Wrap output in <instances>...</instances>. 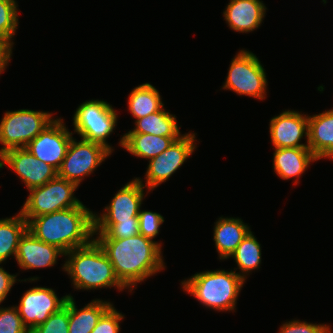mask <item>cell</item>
I'll list each match as a JSON object with an SVG mask.
<instances>
[{"instance_id":"cell-1","label":"cell","mask_w":333,"mask_h":333,"mask_svg":"<svg viewBox=\"0 0 333 333\" xmlns=\"http://www.w3.org/2000/svg\"><path fill=\"white\" fill-rule=\"evenodd\" d=\"M110 260L119 281L132 292L136 284L162 271L161 244L138 234L126 239H94Z\"/></svg>"},{"instance_id":"cell-2","label":"cell","mask_w":333,"mask_h":333,"mask_svg":"<svg viewBox=\"0 0 333 333\" xmlns=\"http://www.w3.org/2000/svg\"><path fill=\"white\" fill-rule=\"evenodd\" d=\"M24 219L27 221L28 231L38 240L54 245L64 253L86 246L94 240V213L82 203L76 207Z\"/></svg>"},{"instance_id":"cell-3","label":"cell","mask_w":333,"mask_h":333,"mask_svg":"<svg viewBox=\"0 0 333 333\" xmlns=\"http://www.w3.org/2000/svg\"><path fill=\"white\" fill-rule=\"evenodd\" d=\"M62 269L72 279L75 289L94 290L99 288L126 287L116 277L113 266L100 245L93 240L90 244L72 249Z\"/></svg>"},{"instance_id":"cell-4","label":"cell","mask_w":333,"mask_h":333,"mask_svg":"<svg viewBox=\"0 0 333 333\" xmlns=\"http://www.w3.org/2000/svg\"><path fill=\"white\" fill-rule=\"evenodd\" d=\"M244 282L238 272L223 269L196 273L181 285L206 308L234 312Z\"/></svg>"},{"instance_id":"cell-5","label":"cell","mask_w":333,"mask_h":333,"mask_svg":"<svg viewBox=\"0 0 333 333\" xmlns=\"http://www.w3.org/2000/svg\"><path fill=\"white\" fill-rule=\"evenodd\" d=\"M52 113L20 109L5 112L0 122V155L14 148H25L41 131L50 125Z\"/></svg>"},{"instance_id":"cell-6","label":"cell","mask_w":333,"mask_h":333,"mask_svg":"<svg viewBox=\"0 0 333 333\" xmlns=\"http://www.w3.org/2000/svg\"><path fill=\"white\" fill-rule=\"evenodd\" d=\"M78 187L76 183L57 175L44 185L28 190L30 194L20 209V213L24 218H34L79 206L82 202L74 197V192Z\"/></svg>"},{"instance_id":"cell-7","label":"cell","mask_w":333,"mask_h":333,"mask_svg":"<svg viewBox=\"0 0 333 333\" xmlns=\"http://www.w3.org/2000/svg\"><path fill=\"white\" fill-rule=\"evenodd\" d=\"M118 115L114 108L103 100L83 102L73 116L74 133L82 139L103 145L114 151L106 139L117 125Z\"/></svg>"},{"instance_id":"cell-8","label":"cell","mask_w":333,"mask_h":333,"mask_svg":"<svg viewBox=\"0 0 333 333\" xmlns=\"http://www.w3.org/2000/svg\"><path fill=\"white\" fill-rule=\"evenodd\" d=\"M227 75L222 89L260 100L266 97L265 69L252 52L240 50L232 59Z\"/></svg>"},{"instance_id":"cell-9","label":"cell","mask_w":333,"mask_h":333,"mask_svg":"<svg viewBox=\"0 0 333 333\" xmlns=\"http://www.w3.org/2000/svg\"><path fill=\"white\" fill-rule=\"evenodd\" d=\"M112 152L103 145L81 138L79 142L72 137L65 158L58 170V176L76 183L78 186Z\"/></svg>"},{"instance_id":"cell-10","label":"cell","mask_w":333,"mask_h":333,"mask_svg":"<svg viewBox=\"0 0 333 333\" xmlns=\"http://www.w3.org/2000/svg\"><path fill=\"white\" fill-rule=\"evenodd\" d=\"M195 135L191 132L182 134L165 151L149 160L144 185L148 192L166 182L192 155L197 145Z\"/></svg>"},{"instance_id":"cell-11","label":"cell","mask_w":333,"mask_h":333,"mask_svg":"<svg viewBox=\"0 0 333 333\" xmlns=\"http://www.w3.org/2000/svg\"><path fill=\"white\" fill-rule=\"evenodd\" d=\"M72 135L73 133L68 131L63 119L57 118L25 148L40 161L51 165L58 171L65 158Z\"/></svg>"},{"instance_id":"cell-12","label":"cell","mask_w":333,"mask_h":333,"mask_svg":"<svg viewBox=\"0 0 333 333\" xmlns=\"http://www.w3.org/2000/svg\"><path fill=\"white\" fill-rule=\"evenodd\" d=\"M7 165L20 177L28 190L39 187L58 175L49 164L40 161L26 148H14L0 155V169Z\"/></svg>"},{"instance_id":"cell-13","label":"cell","mask_w":333,"mask_h":333,"mask_svg":"<svg viewBox=\"0 0 333 333\" xmlns=\"http://www.w3.org/2000/svg\"><path fill=\"white\" fill-rule=\"evenodd\" d=\"M68 295L58 298L54 289L33 287L25 291L17 307L23 324L32 330L65 305Z\"/></svg>"},{"instance_id":"cell-14","label":"cell","mask_w":333,"mask_h":333,"mask_svg":"<svg viewBox=\"0 0 333 333\" xmlns=\"http://www.w3.org/2000/svg\"><path fill=\"white\" fill-rule=\"evenodd\" d=\"M144 183L141 178H135L126 183L105 207L103 214L94 213V223H119L121 221H138V215L143 204Z\"/></svg>"},{"instance_id":"cell-15","label":"cell","mask_w":333,"mask_h":333,"mask_svg":"<svg viewBox=\"0 0 333 333\" xmlns=\"http://www.w3.org/2000/svg\"><path fill=\"white\" fill-rule=\"evenodd\" d=\"M286 110L270 120V138L274 148H309L308 115ZM306 144L301 143L303 137Z\"/></svg>"},{"instance_id":"cell-16","label":"cell","mask_w":333,"mask_h":333,"mask_svg":"<svg viewBox=\"0 0 333 333\" xmlns=\"http://www.w3.org/2000/svg\"><path fill=\"white\" fill-rule=\"evenodd\" d=\"M65 253L58 247L38 240L28 230L18 244L16 261L23 270L52 267Z\"/></svg>"},{"instance_id":"cell-17","label":"cell","mask_w":333,"mask_h":333,"mask_svg":"<svg viewBox=\"0 0 333 333\" xmlns=\"http://www.w3.org/2000/svg\"><path fill=\"white\" fill-rule=\"evenodd\" d=\"M266 9L261 0H230L223 16L230 29L247 33L259 28Z\"/></svg>"},{"instance_id":"cell-18","label":"cell","mask_w":333,"mask_h":333,"mask_svg":"<svg viewBox=\"0 0 333 333\" xmlns=\"http://www.w3.org/2000/svg\"><path fill=\"white\" fill-rule=\"evenodd\" d=\"M308 146L317 160H333V108L308 115Z\"/></svg>"},{"instance_id":"cell-19","label":"cell","mask_w":333,"mask_h":333,"mask_svg":"<svg viewBox=\"0 0 333 333\" xmlns=\"http://www.w3.org/2000/svg\"><path fill=\"white\" fill-rule=\"evenodd\" d=\"M273 169L283 180L295 179L302 176L310 162L318 161L309 148H274Z\"/></svg>"},{"instance_id":"cell-20","label":"cell","mask_w":333,"mask_h":333,"mask_svg":"<svg viewBox=\"0 0 333 333\" xmlns=\"http://www.w3.org/2000/svg\"><path fill=\"white\" fill-rule=\"evenodd\" d=\"M215 247L220 260L229 259L242 240L251 231L240 218L220 217L214 226Z\"/></svg>"},{"instance_id":"cell-21","label":"cell","mask_w":333,"mask_h":333,"mask_svg":"<svg viewBox=\"0 0 333 333\" xmlns=\"http://www.w3.org/2000/svg\"><path fill=\"white\" fill-rule=\"evenodd\" d=\"M179 137H163L145 133H125L120 146L132 155L148 160L165 151Z\"/></svg>"},{"instance_id":"cell-22","label":"cell","mask_w":333,"mask_h":333,"mask_svg":"<svg viewBox=\"0 0 333 333\" xmlns=\"http://www.w3.org/2000/svg\"><path fill=\"white\" fill-rule=\"evenodd\" d=\"M69 296V333H90L102 314L112 305L111 302L94 299L81 309H77L71 294Z\"/></svg>"},{"instance_id":"cell-23","label":"cell","mask_w":333,"mask_h":333,"mask_svg":"<svg viewBox=\"0 0 333 333\" xmlns=\"http://www.w3.org/2000/svg\"><path fill=\"white\" fill-rule=\"evenodd\" d=\"M128 133H145L163 137H180L176 116L164 107L153 114L135 120V128Z\"/></svg>"},{"instance_id":"cell-24","label":"cell","mask_w":333,"mask_h":333,"mask_svg":"<svg viewBox=\"0 0 333 333\" xmlns=\"http://www.w3.org/2000/svg\"><path fill=\"white\" fill-rule=\"evenodd\" d=\"M163 107L159 91L150 83L141 84L130 92L128 111L135 120L160 111Z\"/></svg>"},{"instance_id":"cell-25","label":"cell","mask_w":333,"mask_h":333,"mask_svg":"<svg viewBox=\"0 0 333 333\" xmlns=\"http://www.w3.org/2000/svg\"><path fill=\"white\" fill-rule=\"evenodd\" d=\"M27 230V221L20 212L16 216L0 219V263L11 255L16 257L20 239Z\"/></svg>"},{"instance_id":"cell-26","label":"cell","mask_w":333,"mask_h":333,"mask_svg":"<svg viewBox=\"0 0 333 333\" xmlns=\"http://www.w3.org/2000/svg\"><path fill=\"white\" fill-rule=\"evenodd\" d=\"M241 272L238 273L245 281L246 275L252 270L259 269L261 264V245L252 231L242 240L235 252L231 255Z\"/></svg>"},{"instance_id":"cell-27","label":"cell","mask_w":333,"mask_h":333,"mask_svg":"<svg viewBox=\"0 0 333 333\" xmlns=\"http://www.w3.org/2000/svg\"><path fill=\"white\" fill-rule=\"evenodd\" d=\"M94 239H126L140 234L139 221L119 223H94Z\"/></svg>"},{"instance_id":"cell-28","label":"cell","mask_w":333,"mask_h":333,"mask_svg":"<svg viewBox=\"0 0 333 333\" xmlns=\"http://www.w3.org/2000/svg\"><path fill=\"white\" fill-rule=\"evenodd\" d=\"M18 4L8 0H0V37L11 42L14 37L18 22Z\"/></svg>"},{"instance_id":"cell-29","label":"cell","mask_w":333,"mask_h":333,"mask_svg":"<svg viewBox=\"0 0 333 333\" xmlns=\"http://www.w3.org/2000/svg\"><path fill=\"white\" fill-rule=\"evenodd\" d=\"M69 296L65 305L29 333H69Z\"/></svg>"},{"instance_id":"cell-30","label":"cell","mask_w":333,"mask_h":333,"mask_svg":"<svg viewBox=\"0 0 333 333\" xmlns=\"http://www.w3.org/2000/svg\"><path fill=\"white\" fill-rule=\"evenodd\" d=\"M16 306L0 307V333H29Z\"/></svg>"},{"instance_id":"cell-31","label":"cell","mask_w":333,"mask_h":333,"mask_svg":"<svg viewBox=\"0 0 333 333\" xmlns=\"http://www.w3.org/2000/svg\"><path fill=\"white\" fill-rule=\"evenodd\" d=\"M139 231L144 237L153 240L159 234V228L164 222V217L152 211H139Z\"/></svg>"},{"instance_id":"cell-32","label":"cell","mask_w":333,"mask_h":333,"mask_svg":"<svg viewBox=\"0 0 333 333\" xmlns=\"http://www.w3.org/2000/svg\"><path fill=\"white\" fill-rule=\"evenodd\" d=\"M124 318L122 313H119L113 304L102 314L96 326L90 333H119V322Z\"/></svg>"},{"instance_id":"cell-33","label":"cell","mask_w":333,"mask_h":333,"mask_svg":"<svg viewBox=\"0 0 333 333\" xmlns=\"http://www.w3.org/2000/svg\"><path fill=\"white\" fill-rule=\"evenodd\" d=\"M278 333H332V329L326 324H312L299 320H291L280 326Z\"/></svg>"},{"instance_id":"cell-34","label":"cell","mask_w":333,"mask_h":333,"mask_svg":"<svg viewBox=\"0 0 333 333\" xmlns=\"http://www.w3.org/2000/svg\"><path fill=\"white\" fill-rule=\"evenodd\" d=\"M16 277L17 275L9 274L3 267L0 266V304L6 300L12 286L16 283V281H18Z\"/></svg>"},{"instance_id":"cell-35","label":"cell","mask_w":333,"mask_h":333,"mask_svg":"<svg viewBox=\"0 0 333 333\" xmlns=\"http://www.w3.org/2000/svg\"><path fill=\"white\" fill-rule=\"evenodd\" d=\"M13 44L4 38L0 37V75L5 71L6 66L12 56Z\"/></svg>"}]
</instances>
